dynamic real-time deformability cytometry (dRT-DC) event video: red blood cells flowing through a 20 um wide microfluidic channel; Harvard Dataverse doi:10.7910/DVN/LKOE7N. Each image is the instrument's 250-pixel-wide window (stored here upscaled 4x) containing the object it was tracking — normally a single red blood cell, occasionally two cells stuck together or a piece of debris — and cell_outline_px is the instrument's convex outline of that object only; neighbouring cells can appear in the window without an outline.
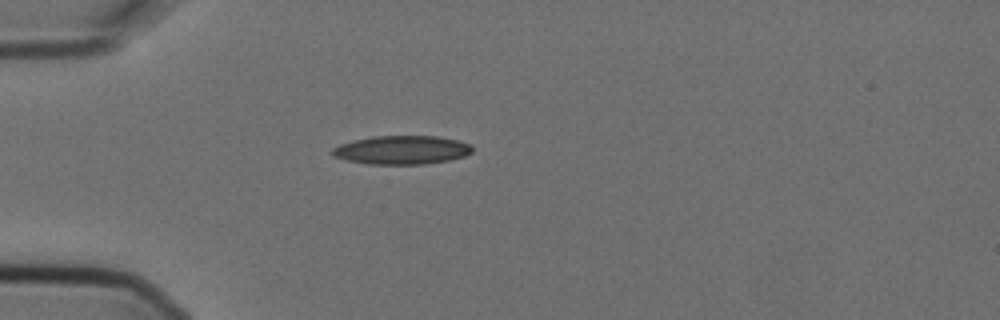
{"species": "Egyptian fruit bat (a non-hibernating species)", "species_latin": "Rousettus aegyptiacus", "temperature_condition": "cold", "stored_images_in_passage": 5, "camera_frame_rate_fps": 3000, "um_per_image_px": 0.085, "animal": {"sex": "female"}, "frame": {"image": 1, "passage_image": 5, "time_ms": 1.333, "image_size_px": [1000, 320], "cell_outline_px": [[472, 152], [464, 156], [448, 160], [424, 164], [368, 164], [348, 160], [332, 156], [332, 148], [340, 144], [352, 140], [372, 136], [440, 136], [472, 144]], "centroid_in_image_um": [34.15, 12.74], "position_along_channel_um": 50.9, "area_um2": 23.41}}